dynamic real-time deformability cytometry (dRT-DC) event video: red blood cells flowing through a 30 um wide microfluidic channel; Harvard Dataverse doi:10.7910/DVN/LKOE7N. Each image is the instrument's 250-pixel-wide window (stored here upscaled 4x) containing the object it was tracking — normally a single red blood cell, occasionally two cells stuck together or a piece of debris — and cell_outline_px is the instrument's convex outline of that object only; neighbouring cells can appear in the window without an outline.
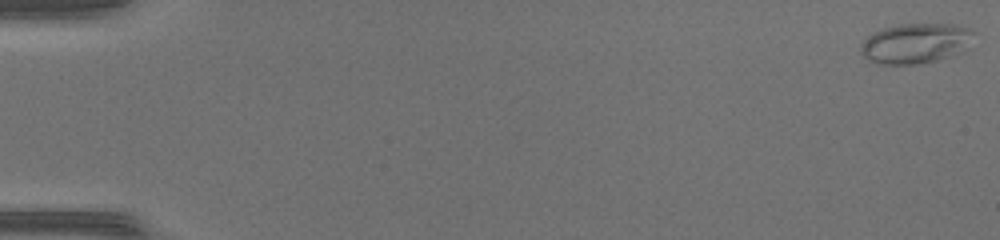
{"species": "common noctule bat (a hibernating species)", "species_latin": "Nyctalus noctula", "temperature_condition": "warm", "stored_images_in_passage": 50, "camera_frame_rate_fps": 3000, "um_per_image_px": 0.085, "animal": {"sex": "female", "body_mass_g": 17.0, "forearm_length_mm": 48.0}, "frame": {"image": 1, "passage_image": 1, "time_ms": 0.0, "image_size_px": [1000, 240], "cell_outline_px": [[976, 32], [956, 52], [948, 56], [936, 60], [920, 64], [880, 64], [868, 60], [860, 52], [860, 44], [872, 32], [884, 28], [900, 24], [952, 24], [968, 28]], "centroid_in_image_um": [77.71, 3.67], "position_along_channel_um": 7.3, "area_um2": 25.84}}
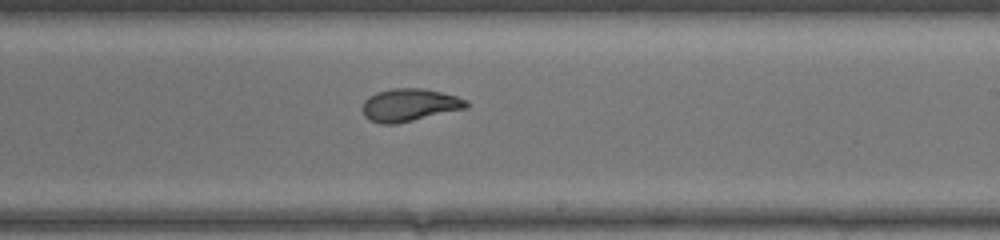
{"frame": {"image": 2, "passage_image": 31, "time_ms": 10.0, "image_size_px": [1000, 240], "cell_outline_px": [[468, 108], [396, 124], [380, 124], [368, 120], [364, 116], [360, 108], [364, 100], [368, 96], [376, 92], [392, 88], [424, 88], [456, 96], [464, 100], [468, 104]], "centroid_in_image_um": [34.73, 8.93], "position_along_channel_um": 254.3, "area_um2": 20.0}}
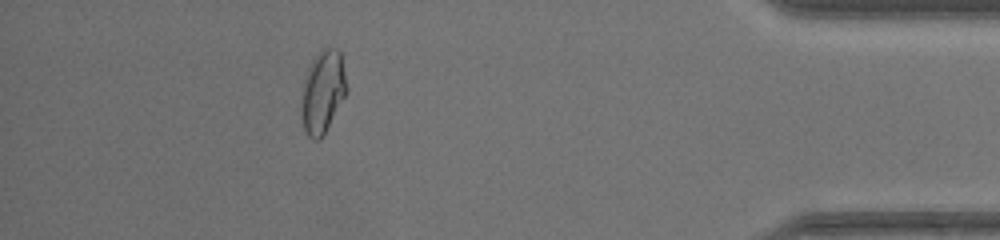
{"frame": {"image": 3, "passage_image": 45, "time_ms": 14.667, "image_size_px": [1000, 240], "cell_outline_px": [[348, 92], [320, 140], [312, 140], [304, 132], [300, 116], [300, 100], [304, 76], [312, 60], [324, 48], [336, 48], [340, 52], [348, 88]], "centroid_in_image_um": [27.4, 7.85], "position_along_channel_um": 407.8, "area_um2": 22.2}, "authors_computed_cell_mechanics": {"area_um2": 21.1837, "velocity_mm_per_s": 4.2899, "shape_relaxation_time_tau1_ms": 7.8867, "shape_relaxation_time_tau2_ms": 0.9611, "deformation_change_tau1": 0.2563, "deformation_change_tau2": 0.0518}}